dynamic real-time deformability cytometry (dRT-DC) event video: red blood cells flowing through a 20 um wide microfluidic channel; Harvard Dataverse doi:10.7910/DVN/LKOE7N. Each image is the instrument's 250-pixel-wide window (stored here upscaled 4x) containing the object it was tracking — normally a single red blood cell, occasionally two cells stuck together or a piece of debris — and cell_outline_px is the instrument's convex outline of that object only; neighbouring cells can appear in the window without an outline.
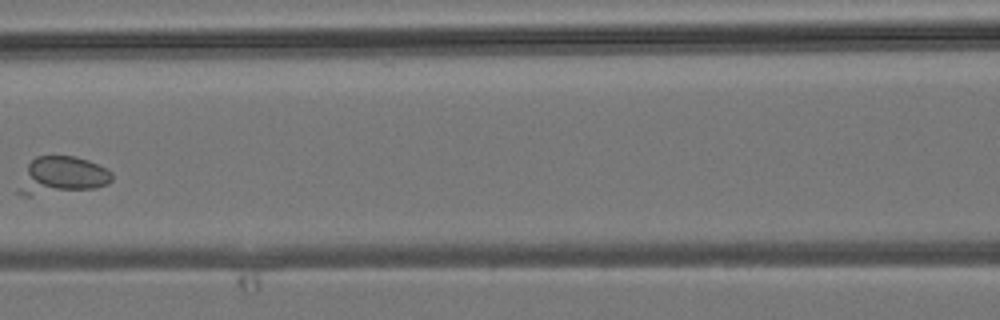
{"species": "common noctule bat (a hibernating species)", "species_latin": "Nyctalus noctula", "temperature_condition": "room temperature", "stored_images_in_passage": 5, "camera_frame_rate_fps": 3000, "um_per_image_px": 0.085, "animal": {"sex": "male", "body_mass_g": 19.2, "forearm_length_mm": 51.8}, "frame": {"image": 1, "passage_image": 5, "time_ms": 6.0, "image_size_px": [1000, 320], "cell_outline_px": [[112, 180], [108, 184], [96, 188], [32, 196], [24, 196], [16, 192], [28, 164], [36, 156], [76, 156], [88, 160], [108, 168], [112, 172]], "centroid_in_image_um": [5.28, 14.93], "position_along_channel_um": 161.3, "area_um2": 20.63}}